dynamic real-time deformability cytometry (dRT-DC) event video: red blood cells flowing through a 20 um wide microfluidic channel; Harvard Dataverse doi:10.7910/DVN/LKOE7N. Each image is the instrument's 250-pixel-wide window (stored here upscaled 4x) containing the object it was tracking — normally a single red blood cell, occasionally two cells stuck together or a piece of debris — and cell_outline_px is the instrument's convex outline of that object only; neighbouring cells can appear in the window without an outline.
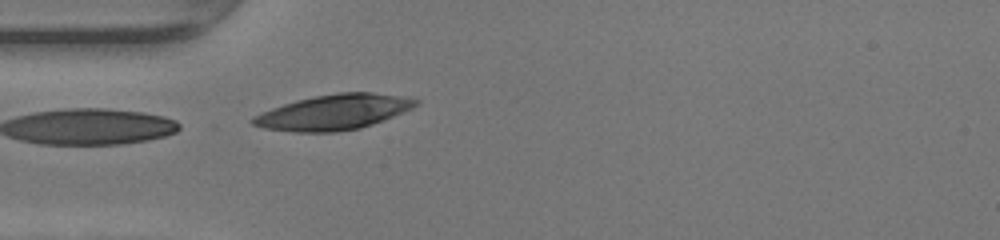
{"species": "human", "species_latin": "Homo sapiens", "temperature_condition": "warm", "stored_images_in_passage": 2, "camera_frame_rate_fps": 3000, "um_per_image_px": 0.085, "donor": {"sex": "female"}, "frame": {"image": 1, "passage_image": 2, "time_ms": 0.333, "image_size_px": [1000, 240], "cell_outline_px": [[420, 104], [412, 108], [372, 124], [360, 128], [336, 132], [292, 132], [264, 128], [252, 124], [248, 120], [252, 116], [272, 108], [296, 100], [316, 96], [340, 92], [372, 92], [404, 96], [420, 100]], "centroid_in_image_um": [28.35, 9.53], "position_along_channel_um": 56.6, "area_um2": 33.41}}